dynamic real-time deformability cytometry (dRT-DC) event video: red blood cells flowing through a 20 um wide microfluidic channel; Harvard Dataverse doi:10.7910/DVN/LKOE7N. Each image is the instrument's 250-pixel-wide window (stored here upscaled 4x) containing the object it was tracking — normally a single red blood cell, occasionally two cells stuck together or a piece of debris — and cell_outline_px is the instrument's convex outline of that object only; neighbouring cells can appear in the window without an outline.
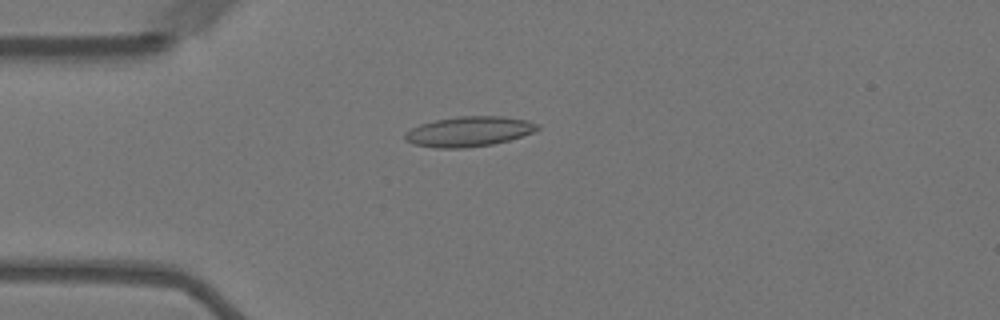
{"species": "Egyptian fruit bat (a non-hibernating species)", "species_latin": "Rousettus aegyptiacus", "temperature_condition": "warm", "stored_images_in_passage": 56, "camera_frame_rate_fps": 3000, "um_per_image_px": 0.085, "animal": {"sex": "female"}, "frame": {"image": 1, "passage_image": 14, "time_ms": 4.333, "image_size_px": [1000, 320], "cell_outline_px": [[540, 128], [532, 132], [508, 140], [492, 144], [464, 148], [436, 148], [412, 144], [404, 140], [404, 132], [420, 124], [436, 120], [456, 116], [504, 116], [528, 120], [540, 124]], "centroid_in_image_um": [39.83, 11.17], "position_along_channel_um": 45.2, "area_um2": 23.29}}
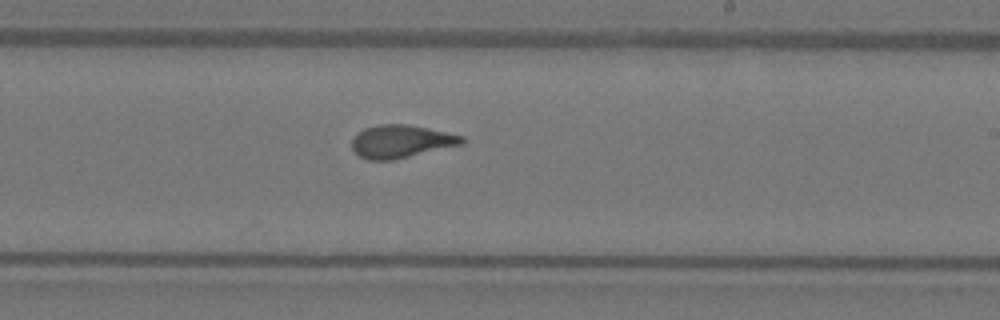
{"frame": {"image": 2, "passage_image": 33, "time_ms": 10.667, "image_size_px": [1000, 320], "cell_outline_px": [[464, 144], [392, 160], [368, 160], [360, 156], [352, 148], [352, 136], [356, 132], [364, 128], [380, 124], [408, 124], [464, 136]], "centroid_in_image_um": [34.06, 12.01], "position_along_channel_um": 254.9, "area_um2": 21.1}}
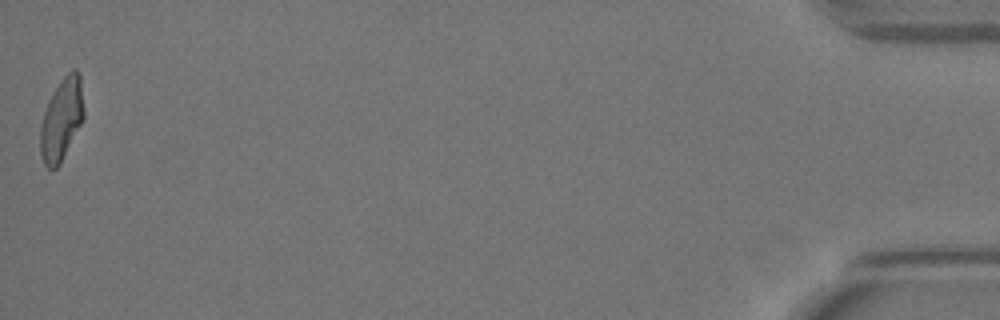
{"frame": {"image": 3, "passage_image": 56, "time_ms": 18.333, "image_size_px": [1000, 320], "cell_outline_px": [[84, 120], [60, 164], [56, 168], [48, 168], [44, 164], [40, 156], [40, 128], [44, 112], [48, 100], [60, 80], [72, 68], [76, 68], [80, 72], [84, 112]], "centroid_in_image_um": [5.25, 10.13], "position_along_channel_um": 430.0, "area_um2": 21.15}, "authors_computed_cell_mechanics": {"area_um2": 21.2415, "velocity_mm_per_s": 3.566, "shape_relaxation_time_tau1_ms": 8.2154, "shape_relaxation_time_tau2_ms": 1.4647, "deformation_change_tau1": 0.2231, "deformation_change_tau2": 0.0774}}